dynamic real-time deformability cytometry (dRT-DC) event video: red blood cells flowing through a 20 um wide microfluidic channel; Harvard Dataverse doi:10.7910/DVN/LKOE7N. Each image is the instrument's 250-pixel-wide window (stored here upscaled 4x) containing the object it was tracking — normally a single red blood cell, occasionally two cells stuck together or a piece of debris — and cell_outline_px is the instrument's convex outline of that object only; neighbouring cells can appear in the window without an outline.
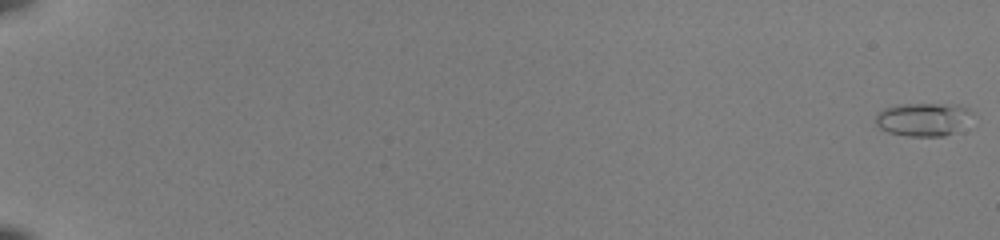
{"species": "common noctule bat (a hibernating species)", "species_latin": "Nyctalus noctula", "temperature_condition": "room temperature", "stored_images_in_passage": 54, "camera_frame_rate_fps": 3000, "um_per_image_px": 0.085, "animal": {"sex": "female", "body_mass_g": 22.0, "forearm_length_mm": 56.7}, "frame": {"image": 1, "passage_image": 1, "time_ms": 0.0, "image_size_px": [1000, 240], "cell_outline_px": [[972, 112], [952, 132], [944, 136], [908, 136], [888, 132], [880, 128], [876, 124], [876, 116], [884, 108], [900, 104], [956, 104], [968, 108]], "centroid_in_image_um": [78.38, 10.13], "position_along_channel_um": 6.6, "area_um2": 18.09}}
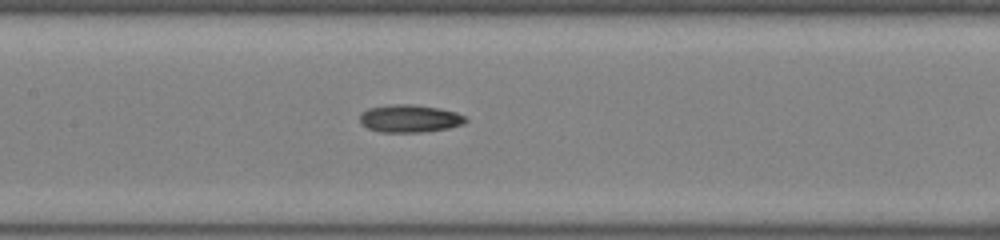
{"frame": {"image": 2, "passage_image": 30, "time_ms": 9.667, "image_size_px": [1000, 240], "cell_outline_px": [[468, 120], [464, 124], [448, 128], [420, 132], [380, 132], [368, 128], [360, 124], [360, 112], [368, 108], [392, 104], [412, 104], [440, 108], [456, 112], [464, 116]], "centroid_in_image_um": [34.8, 10.07], "position_along_channel_um": 172.6, "area_um2": 17.17}}
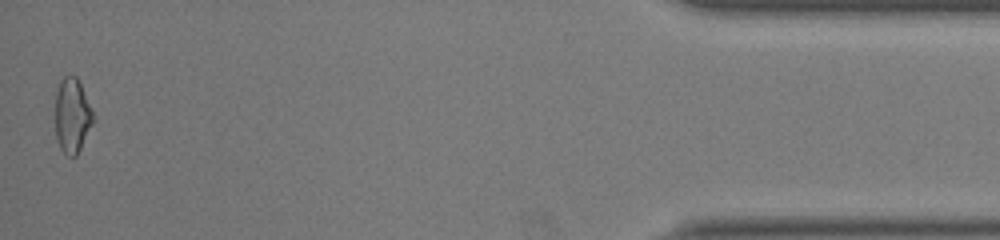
{"frame": {"image": 3, "passage_image": 54, "time_ms": 17.667, "image_size_px": [1000, 240], "cell_outline_px": [[96, 116], [76, 156], [68, 156], [60, 148], [56, 140], [56, 92], [60, 80], [64, 76], [76, 76]], "centroid_in_image_um": [6.14, 9.82], "position_along_channel_um": 429.1, "area_um2": 16.42}, "authors_computed_cell_mechanics": {"area_um2": 16.3574, "velocity_mm_per_s": 4.0313, "shape_relaxation_time_tau1_ms": null, "shape_relaxation_time_tau2_ms": 4.149, "deformation_change_tau1": null, "deformation_change_tau2": 0.1351}}